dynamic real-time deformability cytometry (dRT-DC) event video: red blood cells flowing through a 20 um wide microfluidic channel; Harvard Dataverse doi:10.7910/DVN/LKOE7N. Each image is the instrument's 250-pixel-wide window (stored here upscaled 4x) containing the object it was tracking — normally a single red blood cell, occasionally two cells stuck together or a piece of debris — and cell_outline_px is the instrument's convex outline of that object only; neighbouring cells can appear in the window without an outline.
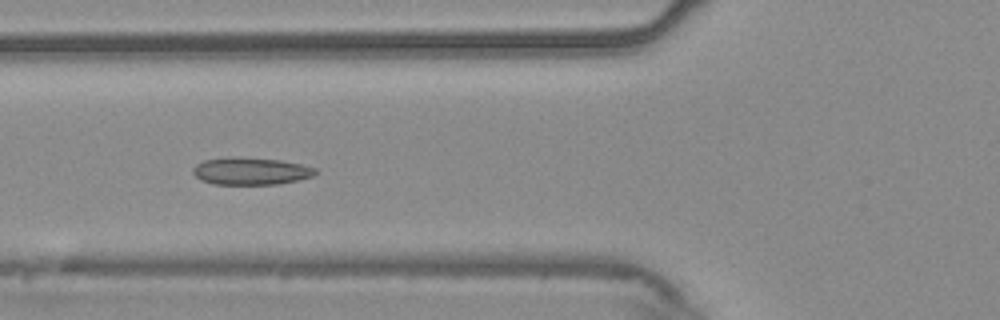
{"species": "common noctule bat (a hibernating species)", "species_latin": "Nyctalus noctula", "temperature_condition": "warm", "stored_images_in_passage": 54, "camera_frame_rate_fps": 3000, "um_per_image_px": 0.085, "animal": {"sex": "male", "body_mass_g": 20.4}, "frame": {"image": 1, "passage_image": 20, "time_ms": 6.333, "image_size_px": [1000, 320], "cell_outline_px": [[316, 172], [312, 176], [300, 180], [276, 184], [212, 184], [200, 180], [192, 172], [192, 168], [196, 164], [204, 160], [228, 156], [232, 156], [280, 160], [300, 164], [316, 168]], "centroid_in_image_um": [21.27, 14.54], "position_along_channel_um": 104.5, "area_um2": 19.59}}
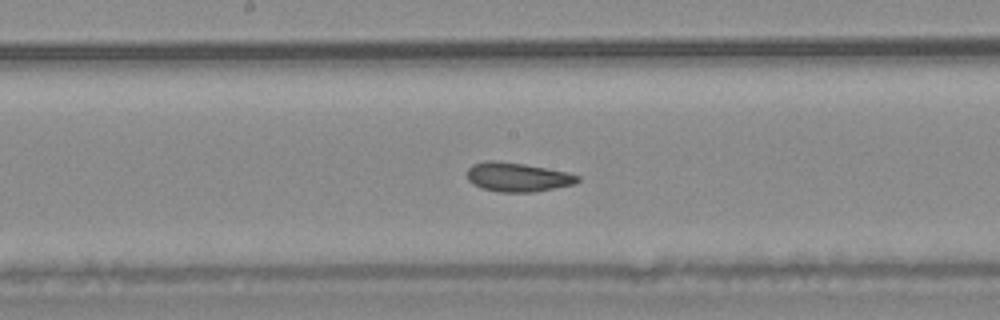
{"frame": {"image": 2, "passage_image": 28, "time_ms": 9.0, "image_size_px": [1000, 320], "cell_outline_px": [[580, 180], [576, 184], [532, 192], [500, 192], [480, 188], [472, 184], [468, 180], [468, 168], [472, 164], [484, 160], [496, 160], [524, 164], [548, 168], [568, 172], [580, 176]], "centroid_in_image_um": [43.99, 15.04], "position_along_channel_um": 204.2, "area_um2": 18.96}}
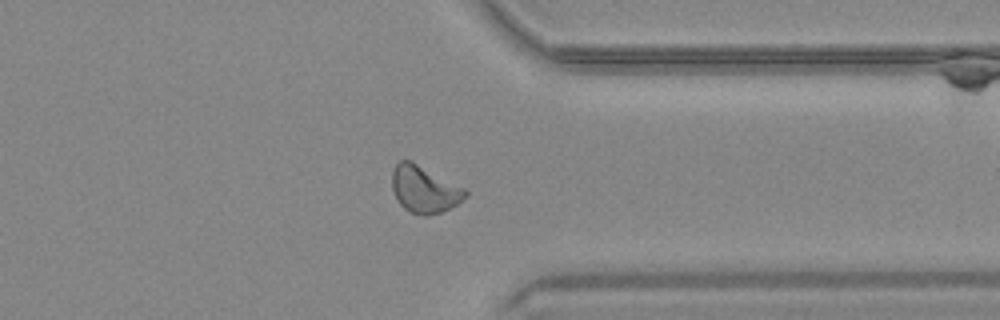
{"frame": {"image": 3, "passage_image": 42, "time_ms": 13.667, "image_size_px": [1000, 320], "cell_outline_px": [[468, 196], [456, 204], [440, 212], [428, 216], [424, 216], [412, 212], [404, 208], [400, 204], [392, 188], [392, 172], [396, 164], [400, 160], [412, 160], [464, 188], [468, 192]], "centroid_in_image_um": [36.06, 16.08], "position_along_channel_um": 375.3, "area_um2": 19.88}, "authors_computed_cell_mechanics": {"area_um2": 19.7098, "velocity_mm_per_s": 3.7293, "shape_relaxation_time_tau1_ms": 9.8291, "shape_relaxation_time_tau2_ms": 1.8197, "deformation_change_tau1": 0.1409, "deformation_change_tau2": 0.0648}}